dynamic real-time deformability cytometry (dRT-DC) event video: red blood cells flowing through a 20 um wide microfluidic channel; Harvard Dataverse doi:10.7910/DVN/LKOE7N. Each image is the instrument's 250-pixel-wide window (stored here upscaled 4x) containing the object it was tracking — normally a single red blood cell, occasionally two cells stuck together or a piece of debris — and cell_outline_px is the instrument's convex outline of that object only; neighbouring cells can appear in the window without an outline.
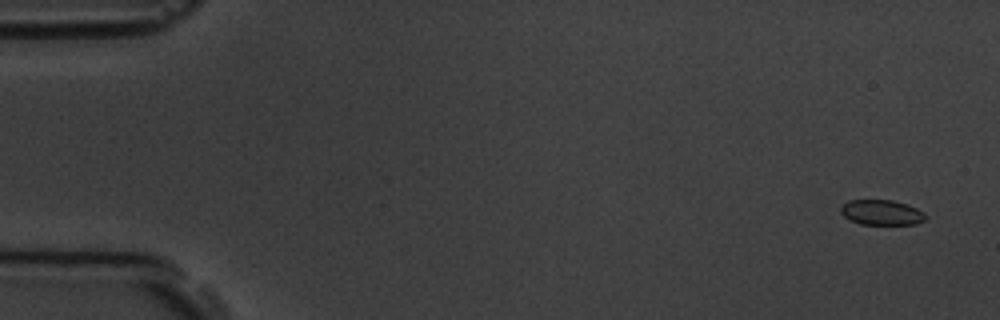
{"species": "common noctule bat (a hibernating species)", "species_latin": "Nyctalus noctula", "temperature_condition": "room temperature", "stored_images_in_passage": 5, "camera_frame_rate_fps": 3000, "um_per_image_px": 0.085, "animal": {"sex": "male", "body_mass_g": 19.5, "forearm_length_mm": 54.6}, "frame": {"image": 1, "passage_image": 1, "time_ms": 0.0, "image_size_px": [1000, 320], "cell_outline_px": [[928, 216], [924, 220], [916, 224], [860, 224], [844, 216], [840, 212], [840, 208], [848, 200], [892, 200], [908, 204], [924, 212]], "centroid_in_image_um": [74.96, 18.05], "position_along_channel_um": 10.0, "area_um2": 12.43}}
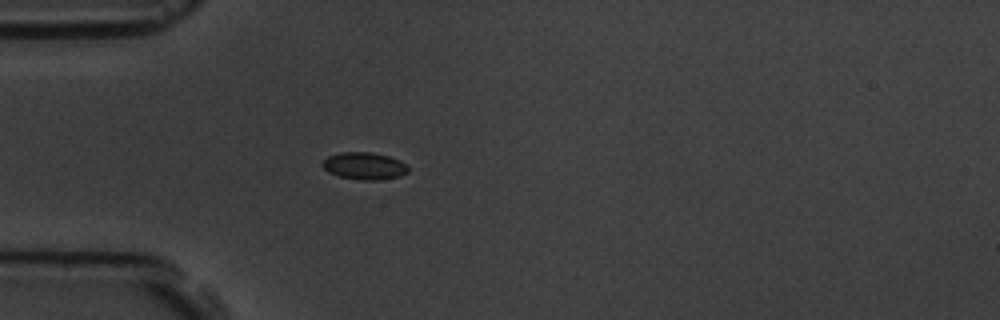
{"frame": {"image": 2, "passage_image": 5, "time_ms": 4.667, "image_size_px": [1000, 320], "cell_outline_px": [[408, 172], [400, 176], [376, 180], [360, 180], [340, 176], [328, 172], [320, 164], [328, 156], [340, 152], [372, 152], [388, 156], [400, 160], [408, 168]], "centroid_in_image_um": [30.95, 14.1], "position_along_channel_um": 54.1, "area_um2": 13.53}}